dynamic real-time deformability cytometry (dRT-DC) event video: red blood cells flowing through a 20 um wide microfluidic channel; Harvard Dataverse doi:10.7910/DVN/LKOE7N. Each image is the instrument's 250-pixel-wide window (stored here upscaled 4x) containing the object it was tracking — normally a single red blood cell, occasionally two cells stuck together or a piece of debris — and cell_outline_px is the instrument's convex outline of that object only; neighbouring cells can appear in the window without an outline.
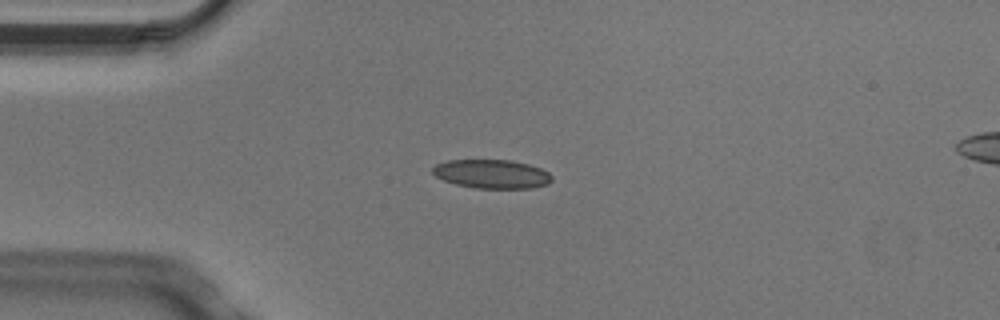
{"species": "Egyptian fruit bat (a non-hibernating species)", "species_latin": "Rousettus aegyptiacus", "temperature_condition": "cold", "stored_images_in_passage": 6, "camera_frame_rate_fps": 3000, "um_per_image_px": 0.085, "animal": {"sex": "male"}, "frame": {"image": 1, "passage_image": 4, "time_ms": 1.0, "image_size_px": [1000, 320], "cell_outline_px": [[552, 180], [548, 184], [532, 188], [476, 188], [456, 184], [444, 180], [436, 176], [432, 172], [432, 168], [436, 164], [448, 160], [508, 160], [528, 164], [540, 168], [548, 172], [552, 176]], "centroid_in_image_um": [41.81, 14.79], "position_along_channel_um": 43.2, "area_um2": 19.94}}